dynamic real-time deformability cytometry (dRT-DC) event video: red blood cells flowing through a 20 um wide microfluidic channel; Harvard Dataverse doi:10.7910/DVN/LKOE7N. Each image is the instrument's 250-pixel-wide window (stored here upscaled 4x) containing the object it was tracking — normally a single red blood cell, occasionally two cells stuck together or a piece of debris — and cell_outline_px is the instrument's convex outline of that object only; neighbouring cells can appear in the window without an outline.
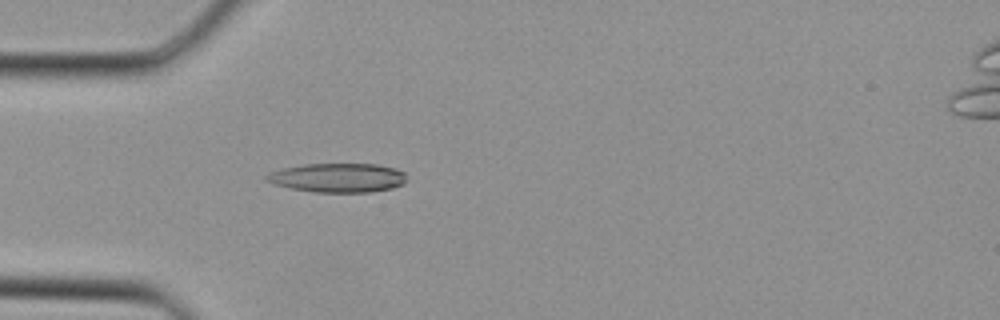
{"species": "Egyptian fruit bat (a non-hibernating species)", "species_latin": "Rousettus aegyptiacus", "temperature_condition": "cold", "stored_images_in_passage": 24, "camera_frame_rate_fps": 3000, "um_per_image_px": 0.085, "animal": {"sex": "female"}, "frame": {"image": 1, "passage_image": 1, "time_ms": 0.0, "image_size_px": [1000, 320], "cell_outline_px": [[408, 180], [404, 184], [392, 188], [372, 192], [316, 192], [292, 188], [272, 184], [264, 180], [264, 176], [268, 172], [284, 168], [304, 164], [376, 164], [392, 168], [404, 172]], "centroid_in_image_um": [28.7, 15.11], "position_along_channel_um": 56.3, "area_um2": 23.87}}
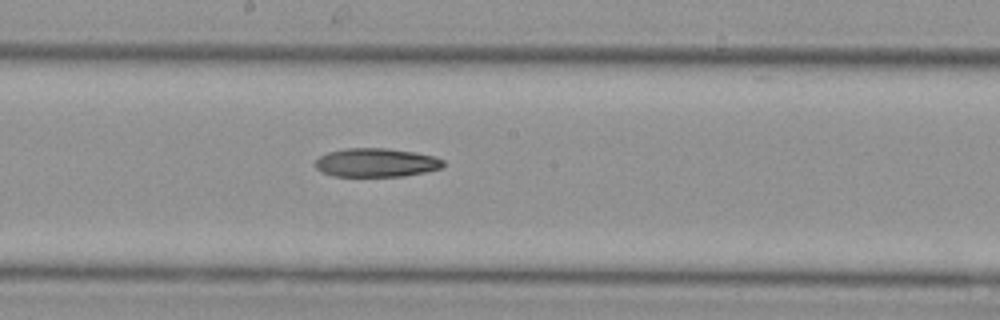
{"frame": {"image": 2, "passage_image": 10, "time_ms": 3.0, "image_size_px": [1000, 320], "cell_outline_px": [[444, 164], [440, 168], [424, 172], [404, 176], [332, 176], [320, 172], [316, 168], [316, 160], [320, 156], [328, 152], [348, 148], [388, 148], [416, 152], [432, 156], [444, 160]], "centroid_in_image_um": [31.95, 13.82], "position_along_channel_um": 216.2, "area_um2": 21.39}}
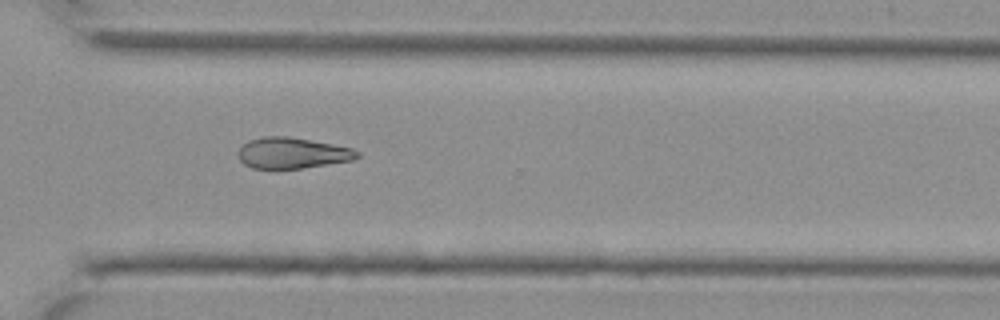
{"frame": {"image": 3, "passage_image": 17, "time_ms": 5.333, "image_size_px": [1000, 320], "cell_outline_px": [[360, 156], [352, 160], [300, 168], [252, 168], [244, 164], [240, 160], [240, 148], [248, 140], [264, 136], [288, 136], [332, 144], [352, 148], [360, 152]], "centroid_in_image_um": [24.85, 12.99], "position_along_channel_um": 345.7, "area_um2": 21.15}}